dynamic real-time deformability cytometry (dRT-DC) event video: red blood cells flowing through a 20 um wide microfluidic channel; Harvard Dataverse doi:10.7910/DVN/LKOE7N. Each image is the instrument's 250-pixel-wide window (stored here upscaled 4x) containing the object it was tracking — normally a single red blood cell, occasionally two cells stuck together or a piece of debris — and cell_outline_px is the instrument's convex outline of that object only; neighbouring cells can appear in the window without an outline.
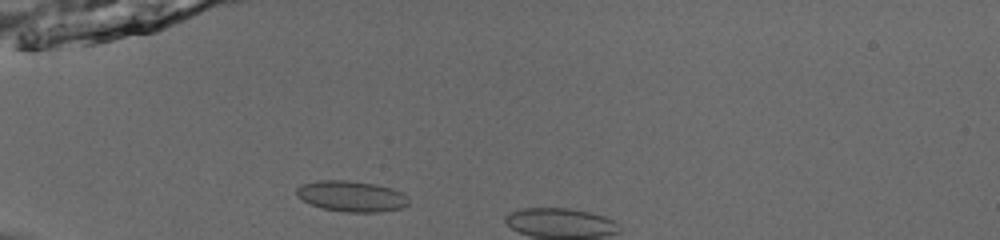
{"species": "common noctule bat (a hibernating species)", "species_latin": "Nyctalus noctula", "temperature_condition": "room temperature", "stored_images_in_passage": 8, "camera_frame_rate_fps": 3000, "um_per_image_px": 0.085, "animal": {"sex": "male", "body_mass_g": 13.0, "forearm_length_mm": 53.1}, "frame": {"image": 1, "passage_image": 4, "time_ms": 1.0, "image_size_px": [1000, 240], "cell_outline_px": [[408, 204], [400, 208], [380, 212], [344, 212], [324, 208], [312, 204], [296, 196], [296, 188], [300, 184], [316, 180], [348, 180], [376, 184], [392, 188], [408, 196]], "centroid_in_image_um": [29.86, 16.66], "position_along_channel_um": 55.1, "area_um2": 20.17}}